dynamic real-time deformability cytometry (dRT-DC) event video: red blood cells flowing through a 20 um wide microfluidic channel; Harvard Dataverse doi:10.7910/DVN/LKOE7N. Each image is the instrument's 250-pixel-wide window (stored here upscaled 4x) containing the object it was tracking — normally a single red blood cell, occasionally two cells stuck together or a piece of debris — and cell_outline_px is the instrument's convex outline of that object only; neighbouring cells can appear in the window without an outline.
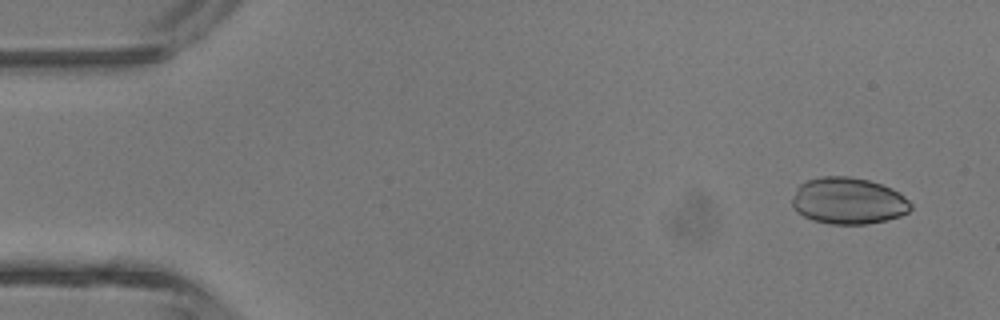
{"species": "common noctule bat (a hibernating species)", "species_latin": "Nyctalus noctula", "temperature_condition": "room temperature", "stored_images_in_passage": 5, "camera_frame_rate_fps": 3000, "um_per_image_px": 0.085, "animal": {"sex": "male", "body_mass_g": 13.3}, "frame": {"image": 1, "passage_image": 1, "time_ms": 0.0, "image_size_px": [1000, 320], "cell_outline_px": [[912, 208], [908, 212], [900, 216], [888, 220], [868, 224], [832, 224], [812, 220], [804, 216], [792, 208], [792, 200], [796, 188], [800, 184], [808, 180], [820, 176], [848, 176], [868, 180], [892, 188], [900, 192], [912, 204]], "centroid_in_image_um": [72.11, 17.07], "position_along_channel_um": 12.9, "area_um2": 32.43}}
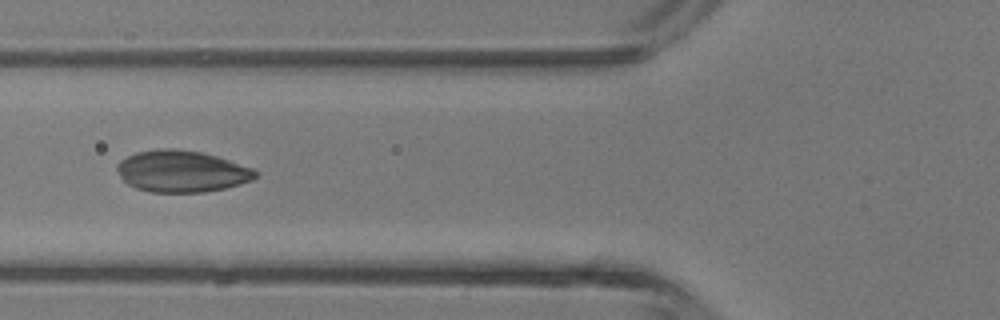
{"frame": {"image": 2, "passage_image": 5, "time_ms": 4.667, "image_size_px": [1000, 320], "cell_outline_px": [[256, 176], [252, 180], [240, 184], [224, 188], [204, 192], [152, 192], [136, 188], [128, 184], [120, 176], [116, 168], [116, 164], [120, 160], [136, 152], [160, 148], [172, 148], [200, 152], [216, 156], [252, 168], [256, 172]], "centroid_in_image_um": [15.41, 14.56], "position_along_channel_um": 110.4, "area_um2": 33.35}}